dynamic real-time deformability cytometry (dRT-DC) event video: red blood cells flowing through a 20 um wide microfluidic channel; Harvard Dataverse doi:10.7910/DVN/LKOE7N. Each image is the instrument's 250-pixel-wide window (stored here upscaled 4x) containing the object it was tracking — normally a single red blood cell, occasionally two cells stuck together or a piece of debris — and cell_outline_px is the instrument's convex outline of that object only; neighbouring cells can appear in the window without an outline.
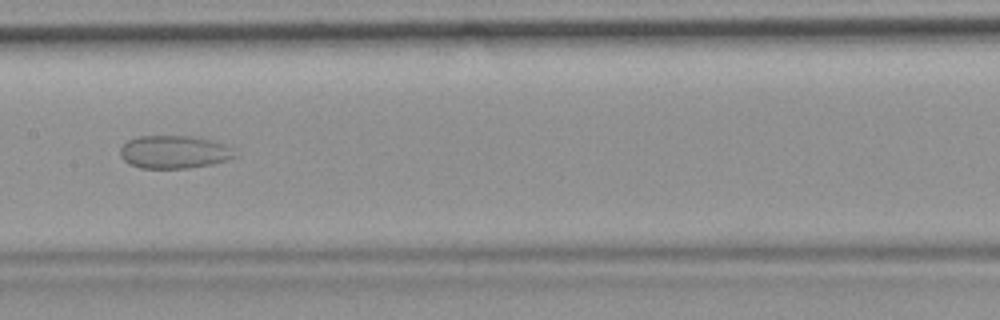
{"species": "common noctule bat (a hibernating species)", "species_latin": "Nyctalus noctula", "temperature_condition": "room temperature", "stored_images_in_passage": 8, "camera_frame_rate_fps": 3000, "um_per_image_px": 0.085, "animal": {"sex": "female", "body_mass_g": 19.9}, "frame": {"image": 1, "passage_image": 7, "time_ms": 7.0, "image_size_px": [1000, 320], "cell_outline_px": [[240, 156], [228, 160], [212, 164], [188, 168], [140, 168], [128, 164], [120, 156], [120, 148], [128, 140], [140, 136], [192, 136], [212, 140], [224, 144], [232, 148]], "centroid_in_image_um": [14.83, 12.92], "position_along_channel_um": 192.6, "area_um2": 22.25}}